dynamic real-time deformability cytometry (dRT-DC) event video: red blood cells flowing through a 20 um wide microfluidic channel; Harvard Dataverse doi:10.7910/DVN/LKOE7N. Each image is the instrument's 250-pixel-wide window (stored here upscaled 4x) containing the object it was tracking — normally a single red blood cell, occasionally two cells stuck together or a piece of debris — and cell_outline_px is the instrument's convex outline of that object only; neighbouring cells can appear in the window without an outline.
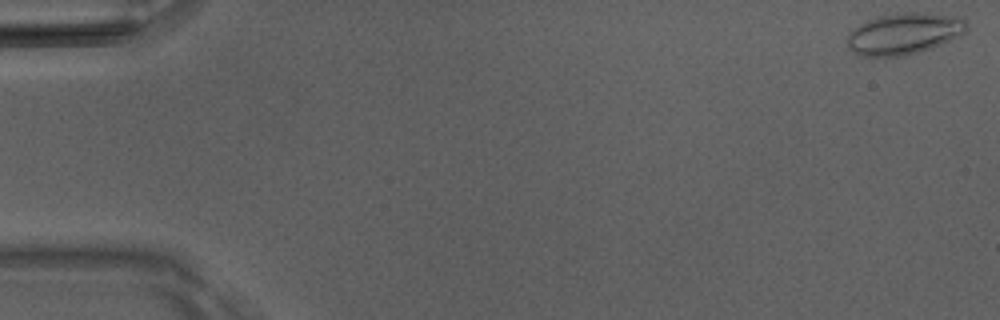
{"species": "Egyptian fruit bat (a non-hibernating species)", "species_latin": "Rousettus aegyptiacus", "temperature_condition": "room temperature", "stored_images_in_passage": 50, "camera_frame_rate_fps": 3000, "um_per_image_px": 0.085, "animal": {"sex": "male"}, "frame": {"image": 1, "passage_image": 1, "time_ms": 0.0, "image_size_px": [1000, 320], "cell_outline_px": [[968, 28], [964, 32], [932, 48], [904, 56], [860, 56], [848, 48], [848, 36], [860, 24], [868, 20], [880, 16], [904, 12], [920, 12], [944, 16], [964, 20], [968, 24]], "centroid_in_image_um": [76.8, 2.88], "position_along_channel_um": 8.2, "area_um2": 28.03}}
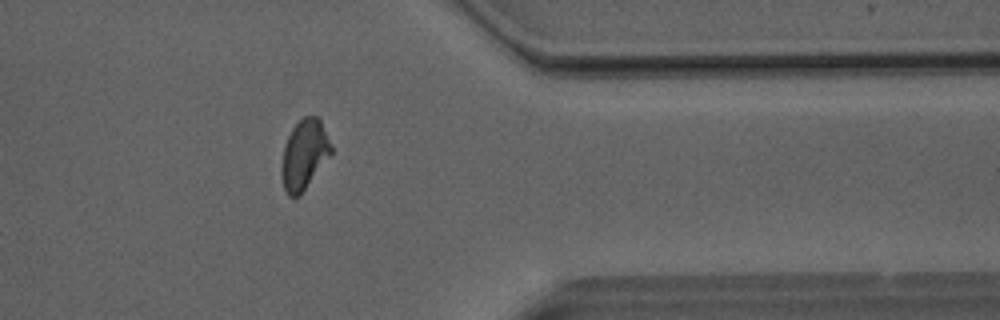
{"frame": {"image": 2, "passage_image": 41, "time_ms": 13.333, "image_size_px": [1000, 320], "cell_outline_px": [[332, 152], [300, 196], [288, 196], [284, 188], [280, 172], [280, 168], [284, 148], [288, 136], [292, 128], [304, 116], [316, 116], [320, 120], [332, 148]], "centroid_in_image_um": [25.83, 13.16], "position_along_channel_um": 385.6, "area_um2": 19.83}}
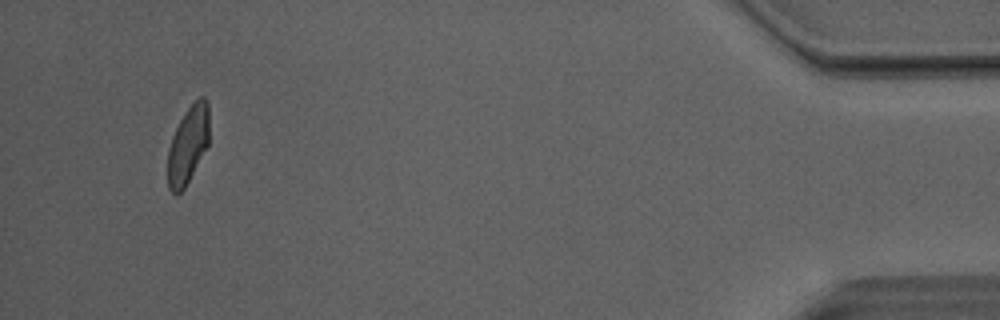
{"frame": {"image": 3, "passage_image": 48, "time_ms": 15.667, "image_size_px": [1000, 320], "cell_outline_px": [[208, 144], [184, 188], [176, 196], [168, 188], [168, 148], [172, 136], [184, 112], [200, 96], [204, 96], [208, 100]], "centroid_in_image_um": [15.97, 12.3], "position_along_channel_um": 419.2, "area_um2": 18.5}, "authors_computed_cell_mechanics": {"area_um2": 20.5479, "velocity_mm_per_s": 4.0836, "shape_relaxation_time_tau1_ms": 3.8344, "shape_relaxation_time_tau2_ms": 1.1875, "deformation_change_tau1": 0.1254, "deformation_change_tau2": 0.0566}}